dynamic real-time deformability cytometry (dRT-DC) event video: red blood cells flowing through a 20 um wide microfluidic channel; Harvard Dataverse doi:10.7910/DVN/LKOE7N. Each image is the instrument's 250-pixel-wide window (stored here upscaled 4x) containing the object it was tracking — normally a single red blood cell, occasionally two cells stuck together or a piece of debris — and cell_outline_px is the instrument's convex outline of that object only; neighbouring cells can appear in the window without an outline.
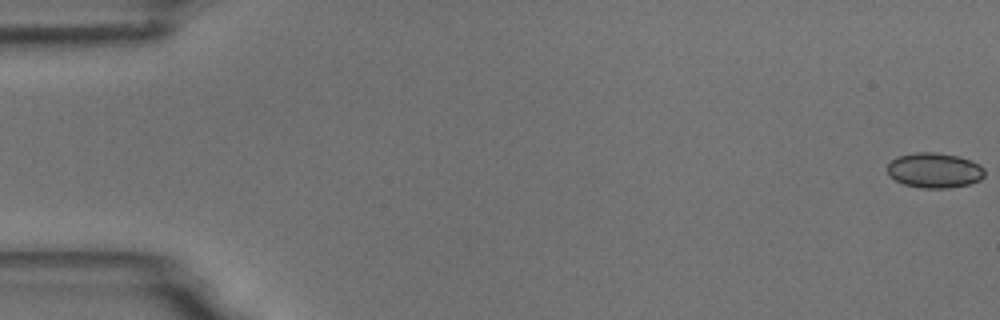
{"species": "common noctule bat (a hibernating species)", "species_latin": "Nyctalus noctula", "temperature_condition": "room temperature", "stored_images_in_passage": 7, "camera_frame_rate_fps": 3000, "um_per_image_px": 0.085, "animal": {"sex": "male", "body_mass_g": 18.8}, "frame": {"image": 1, "passage_image": 1, "time_ms": 0.0, "image_size_px": [1000, 320], "cell_outline_px": [[984, 176], [980, 180], [968, 184], [948, 188], [924, 188], [904, 184], [896, 180], [888, 172], [888, 164], [892, 160], [900, 156], [916, 152], [936, 152], [956, 156], [972, 160], [980, 164], [984, 168]], "centroid_in_image_um": [79.47, 14.47], "position_along_channel_um": 5.5, "area_um2": 19.71}}
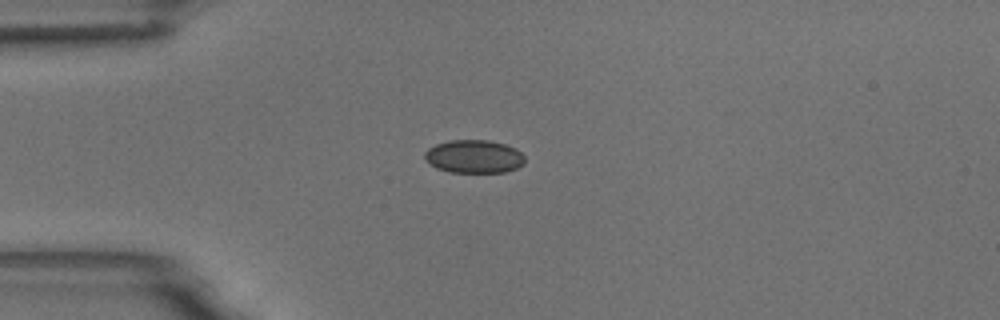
{"frame": {"image": 2, "passage_image": 5, "time_ms": 4.667, "image_size_px": [1000, 320], "cell_outline_px": [[524, 164], [516, 168], [504, 172], [448, 172], [436, 168], [424, 160], [424, 152], [428, 148], [436, 144], [448, 140], [488, 140], [504, 144], [516, 148], [524, 156]], "centroid_in_image_um": [40.25, 13.3], "position_along_channel_um": 44.7, "area_um2": 19.48}}
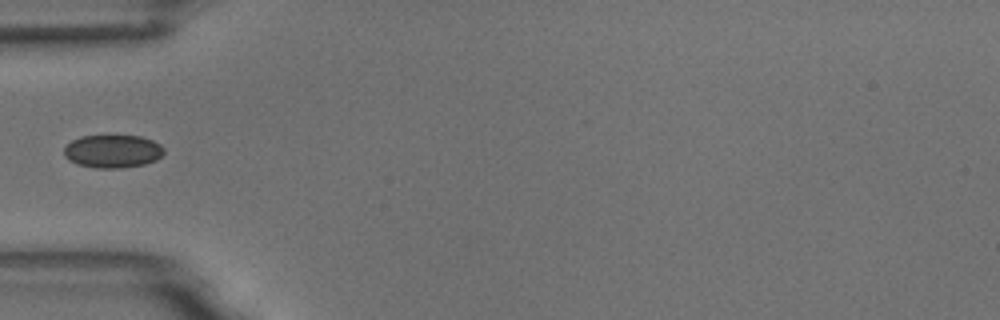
{"frame": {"image": 3, "passage_image": 6, "time_ms": 6.0, "image_size_px": [1000, 320], "cell_outline_px": [[164, 152], [156, 160], [144, 164], [120, 168], [96, 168], [76, 164], [68, 160], [64, 156], [64, 148], [72, 140], [80, 136], [140, 136], [152, 140], [160, 144], [164, 148]], "centroid_in_image_um": [9.56, 12.86], "position_along_channel_um": 75.4, "area_um2": 19.25}}